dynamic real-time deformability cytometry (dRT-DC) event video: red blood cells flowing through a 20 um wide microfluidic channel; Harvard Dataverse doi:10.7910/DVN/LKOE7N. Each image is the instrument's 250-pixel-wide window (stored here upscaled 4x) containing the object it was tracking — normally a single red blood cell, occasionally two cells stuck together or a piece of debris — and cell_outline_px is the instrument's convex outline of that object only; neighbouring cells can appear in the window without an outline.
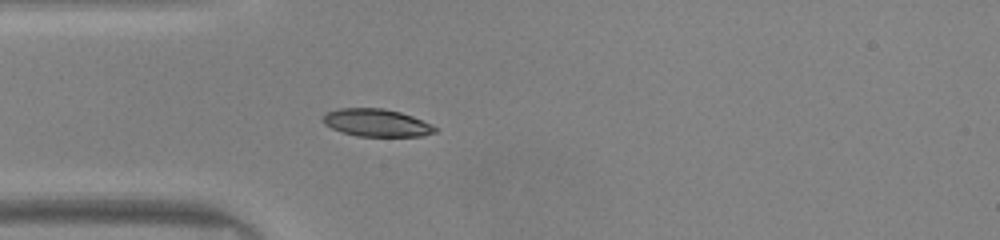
{"species": "common noctule bat (a hibernating species)", "species_latin": "Nyctalus noctula", "temperature_condition": "warm", "stored_images_in_passage": 47, "camera_frame_rate_fps": 3000, "um_per_image_px": 0.085, "animal": {"sex": "male", "body_mass_g": 20.0, "forearm_length_mm": 53.3}, "frame": {"image": 1, "passage_image": 12, "time_ms": 3.667, "image_size_px": [1000, 240], "cell_outline_px": [[440, 128], [436, 132], [424, 136], [356, 136], [332, 128], [324, 124], [324, 112], [340, 108], [384, 108], [400, 112], [412, 116]], "centroid_in_image_um": [32.04, 10.43], "position_along_channel_um": 53.0, "area_um2": 18.03}}
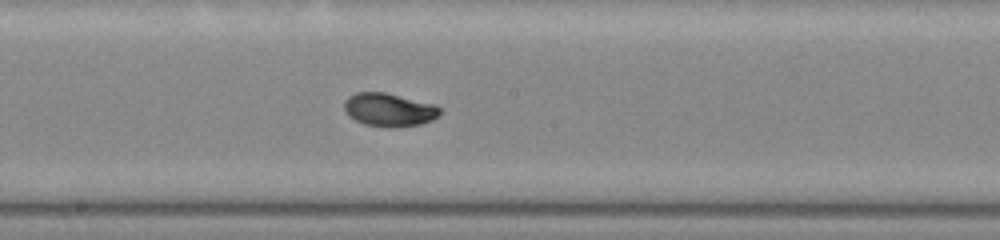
{"frame": {"image": 2, "passage_image": 24, "time_ms": 7.667, "image_size_px": [1000, 240], "cell_outline_px": [[440, 112], [432, 120], [420, 124], [396, 128], [388, 128], [364, 124], [348, 116], [344, 108], [344, 100], [348, 96], [356, 92], [384, 92], [436, 104], [440, 108]], "centroid_in_image_um": [33.05, 9.33], "position_along_channel_um": 215.1, "area_um2": 18.73}}
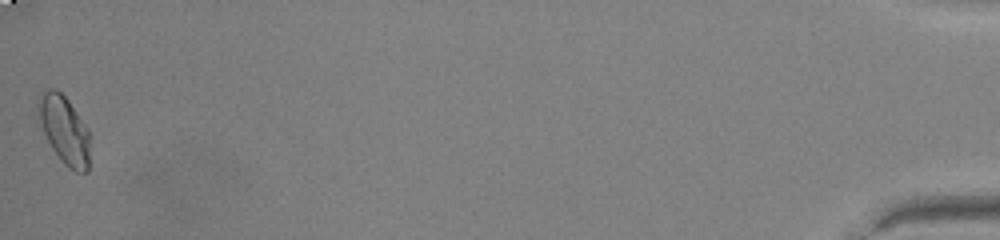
{"frame": {"image": 3, "passage_image": 47, "time_ms": 15.333, "image_size_px": [1000, 240], "cell_outline_px": [[88, 172], [76, 172], [68, 168], [64, 164], [52, 148], [36, 116], [36, 100], [40, 92], [48, 88], [56, 88], [68, 100], [88, 128]], "centroid_in_image_um": [5.41, 10.98], "position_along_channel_um": 429.8, "area_um2": 20.63}, "authors_computed_cell_mechanics": {"area_um2": 18.1492, "velocity_mm_per_s": 4.164, "shape_relaxation_time_tau1_ms": 2.1012, "shape_relaxation_time_tau2_ms": 0.5591, "deformation_change_tau1": 0.156, "deformation_change_tau2": 0.0338}}